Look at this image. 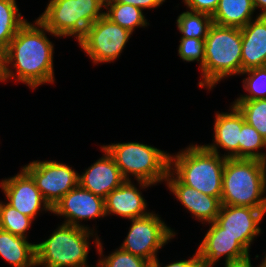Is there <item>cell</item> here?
Segmentation results:
<instances>
[{
    "instance_id": "cell-6",
    "label": "cell",
    "mask_w": 266,
    "mask_h": 267,
    "mask_svg": "<svg viewBox=\"0 0 266 267\" xmlns=\"http://www.w3.org/2000/svg\"><path fill=\"white\" fill-rule=\"evenodd\" d=\"M113 156L125 180L144 181L152 184L165 182L170 167V153L157 147L124 142L102 145Z\"/></svg>"
},
{
    "instance_id": "cell-35",
    "label": "cell",
    "mask_w": 266,
    "mask_h": 267,
    "mask_svg": "<svg viewBox=\"0 0 266 267\" xmlns=\"http://www.w3.org/2000/svg\"><path fill=\"white\" fill-rule=\"evenodd\" d=\"M5 53L6 49L0 45V82H3L5 75Z\"/></svg>"
},
{
    "instance_id": "cell-24",
    "label": "cell",
    "mask_w": 266,
    "mask_h": 267,
    "mask_svg": "<svg viewBox=\"0 0 266 267\" xmlns=\"http://www.w3.org/2000/svg\"><path fill=\"white\" fill-rule=\"evenodd\" d=\"M213 24L212 16L190 10L184 11L178 15L176 20V26L181 33L180 38L205 40Z\"/></svg>"
},
{
    "instance_id": "cell-11",
    "label": "cell",
    "mask_w": 266,
    "mask_h": 267,
    "mask_svg": "<svg viewBox=\"0 0 266 267\" xmlns=\"http://www.w3.org/2000/svg\"><path fill=\"white\" fill-rule=\"evenodd\" d=\"M51 213L65 217L63 224L89 229L88 225L81 222L106 217L105 199L78 184L61 198Z\"/></svg>"
},
{
    "instance_id": "cell-34",
    "label": "cell",
    "mask_w": 266,
    "mask_h": 267,
    "mask_svg": "<svg viewBox=\"0 0 266 267\" xmlns=\"http://www.w3.org/2000/svg\"><path fill=\"white\" fill-rule=\"evenodd\" d=\"M225 267H254L253 263L251 262L250 254L244 258L228 261L227 263H224ZM257 267H265V261L264 258L261 261V264L256 265Z\"/></svg>"
},
{
    "instance_id": "cell-32",
    "label": "cell",
    "mask_w": 266,
    "mask_h": 267,
    "mask_svg": "<svg viewBox=\"0 0 266 267\" xmlns=\"http://www.w3.org/2000/svg\"><path fill=\"white\" fill-rule=\"evenodd\" d=\"M189 259L169 262L166 266H162L159 259L157 258L153 263H150V267H204L203 262L201 261L197 251Z\"/></svg>"
},
{
    "instance_id": "cell-28",
    "label": "cell",
    "mask_w": 266,
    "mask_h": 267,
    "mask_svg": "<svg viewBox=\"0 0 266 267\" xmlns=\"http://www.w3.org/2000/svg\"><path fill=\"white\" fill-rule=\"evenodd\" d=\"M103 247V243L99 241L96 253L100 256L97 261L102 267H150L149 261L142 257L133 255L120 247L116 248L108 256H105L103 254Z\"/></svg>"
},
{
    "instance_id": "cell-23",
    "label": "cell",
    "mask_w": 266,
    "mask_h": 267,
    "mask_svg": "<svg viewBox=\"0 0 266 267\" xmlns=\"http://www.w3.org/2000/svg\"><path fill=\"white\" fill-rule=\"evenodd\" d=\"M27 21L19 12L16 0H0V45L6 49Z\"/></svg>"
},
{
    "instance_id": "cell-37",
    "label": "cell",
    "mask_w": 266,
    "mask_h": 267,
    "mask_svg": "<svg viewBox=\"0 0 266 267\" xmlns=\"http://www.w3.org/2000/svg\"><path fill=\"white\" fill-rule=\"evenodd\" d=\"M96 264H97V266H95V267H102L101 264H100L99 262L96 263ZM88 267H94V266H90V265H89Z\"/></svg>"
},
{
    "instance_id": "cell-16",
    "label": "cell",
    "mask_w": 266,
    "mask_h": 267,
    "mask_svg": "<svg viewBox=\"0 0 266 267\" xmlns=\"http://www.w3.org/2000/svg\"><path fill=\"white\" fill-rule=\"evenodd\" d=\"M134 180H125L105 198L106 216L117 215L125 219H135L149 214L148 204L141 190L151 187L152 184ZM141 189V190H139Z\"/></svg>"
},
{
    "instance_id": "cell-3",
    "label": "cell",
    "mask_w": 266,
    "mask_h": 267,
    "mask_svg": "<svg viewBox=\"0 0 266 267\" xmlns=\"http://www.w3.org/2000/svg\"><path fill=\"white\" fill-rule=\"evenodd\" d=\"M225 160L203 145L190 144L170 154L169 170L186 186L221 200Z\"/></svg>"
},
{
    "instance_id": "cell-21",
    "label": "cell",
    "mask_w": 266,
    "mask_h": 267,
    "mask_svg": "<svg viewBox=\"0 0 266 267\" xmlns=\"http://www.w3.org/2000/svg\"><path fill=\"white\" fill-rule=\"evenodd\" d=\"M255 11L252 0H220L212 19L219 26L242 28L255 18Z\"/></svg>"
},
{
    "instance_id": "cell-4",
    "label": "cell",
    "mask_w": 266,
    "mask_h": 267,
    "mask_svg": "<svg viewBox=\"0 0 266 267\" xmlns=\"http://www.w3.org/2000/svg\"><path fill=\"white\" fill-rule=\"evenodd\" d=\"M266 163L227 158L222 181V205L266 209Z\"/></svg>"
},
{
    "instance_id": "cell-17",
    "label": "cell",
    "mask_w": 266,
    "mask_h": 267,
    "mask_svg": "<svg viewBox=\"0 0 266 267\" xmlns=\"http://www.w3.org/2000/svg\"><path fill=\"white\" fill-rule=\"evenodd\" d=\"M214 119L213 142L203 146L220 156L227 158H239V141L240 132L245 122L243 114L238 108L231 103L229 112H216ZM222 148L227 153L221 154L219 149Z\"/></svg>"
},
{
    "instance_id": "cell-30",
    "label": "cell",
    "mask_w": 266,
    "mask_h": 267,
    "mask_svg": "<svg viewBox=\"0 0 266 267\" xmlns=\"http://www.w3.org/2000/svg\"><path fill=\"white\" fill-rule=\"evenodd\" d=\"M178 46L179 57L186 62H198L199 68L204 63L205 40L197 38H180Z\"/></svg>"
},
{
    "instance_id": "cell-19",
    "label": "cell",
    "mask_w": 266,
    "mask_h": 267,
    "mask_svg": "<svg viewBox=\"0 0 266 267\" xmlns=\"http://www.w3.org/2000/svg\"><path fill=\"white\" fill-rule=\"evenodd\" d=\"M242 33V72L266 66V16L256 15Z\"/></svg>"
},
{
    "instance_id": "cell-2",
    "label": "cell",
    "mask_w": 266,
    "mask_h": 267,
    "mask_svg": "<svg viewBox=\"0 0 266 267\" xmlns=\"http://www.w3.org/2000/svg\"><path fill=\"white\" fill-rule=\"evenodd\" d=\"M241 55V29L213 24L205 38L204 63L199 68L202 80L198 82V87L210 91L222 80L240 76Z\"/></svg>"
},
{
    "instance_id": "cell-22",
    "label": "cell",
    "mask_w": 266,
    "mask_h": 267,
    "mask_svg": "<svg viewBox=\"0 0 266 267\" xmlns=\"http://www.w3.org/2000/svg\"><path fill=\"white\" fill-rule=\"evenodd\" d=\"M105 16L112 22L120 25L131 33L136 28H145L149 25L144 16L143 10L129 4L118 3L117 1H105Z\"/></svg>"
},
{
    "instance_id": "cell-1",
    "label": "cell",
    "mask_w": 266,
    "mask_h": 267,
    "mask_svg": "<svg viewBox=\"0 0 266 267\" xmlns=\"http://www.w3.org/2000/svg\"><path fill=\"white\" fill-rule=\"evenodd\" d=\"M46 33L59 38L38 19L34 23L27 21L18 30L6 48L3 83L13 79L35 90L40 85L55 82L54 43Z\"/></svg>"
},
{
    "instance_id": "cell-33",
    "label": "cell",
    "mask_w": 266,
    "mask_h": 267,
    "mask_svg": "<svg viewBox=\"0 0 266 267\" xmlns=\"http://www.w3.org/2000/svg\"><path fill=\"white\" fill-rule=\"evenodd\" d=\"M118 3H125L129 5L136 6L142 10L146 9H155L159 6H162L163 2L166 0H115Z\"/></svg>"
},
{
    "instance_id": "cell-18",
    "label": "cell",
    "mask_w": 266,
    "mask_h": 267,
    "mask_svg": "<svg viewBox=\"0 0 266 267\" xmlns=\"http://www.w3.org/2000/svg\"><path fill=\"white\" fill-rule=\"evenodd\" d=\"M101 151L104 152V155L91 164L81 175H78V184L94 195L105 199L125 179L113 156L102 145Z\"/></svg>"
},
{
    "instance_id": "cell-13",
    "label": "cell",
    "mask_w": 266,
    "mask_h": 267,
    "mask_svg": "<svg viewBox=\"0 0 266 267\" xmlns=\"http://www.w3.org/2000/svg\"><path fill=\"white\" fill-rule=\"evenodd\" d=\"M265 215L266 209L221 205L216 222L250 253L251 244L262 234L259 225Z\"/></svg>"
},
{
    "instance_id": "cell-25",
    "label": "cell",
    "mask_w": 266,
    "mask_h": 267,
    "mask_svg": "<svg viewBox=\"0 0 266 267\" xmlns=\"http://www.w3.org/2000/svg\"><path fill=\"white\" fill-rule=\"evenodd\" d=\"M266 148V140L246 121L240 132L239 158L258 159L266 163V153L260 149Z\"/></svg>"
},
{
    "instance_id": "cell-7",
    "label": "cell",
    "mask_w": 266,
    "mask_h": 267,
    "mask_svg": "<svg viewBox=\"0 0 266 267\" xmlns=\"http://www.w3.org/2000/svg\"><path fill=\"white\" fill-rule=\"evenodd\" d=\"M105 0H49L37 18L59 38L73 37L78 42L86 30L105 15Z\"/></svg>"
},
{
    "instance_id": "cell-8",
    "label": "cell",
    "mask_w": 266,
    "mask_h": 267,
    "mask_svg": "<svg viewBox=\"0 0 266 267\" xmlns=\"http://www.w3.org/2000/svg\"><path fill=\"white\" fill-rule=\"evenodd\" d=\"M130 221L131 227L120 248L150 263L158 258V250L175 238L176 232L153 211Z\"/></svg>"
},
{
    "instance_id": "cell-38",
    "label": "cell",
    "mask_w": 266,
    "mask_h": 267,
    "mask_svg": "<svg viewBox=\"0 0 266 267\" xmlns=\"http://www.w3.org/2000/svg\"><path fill=\"white\" fill-rule=\"evenodd\" d=\"M263 257H264L265 267H266V254H265V256H263Z\"/></svg>"
},
{
    "instance_id": "cell-5",
    "label": "cell",
    "mask_w": 266,
    "mask_h": 267,
    "mask_svg": "<svg viewBox=\"0 0 266 267\" xmlns=\"http://www.w3.org/2000/svg\"><path fill=\"white\" fill-rule=\"evenodd\" d=\"M94 229L58 225L49 238L35 244L36 267H88L89 238L97 248L101 238ZM97 235V236H96Z\"/></svg>"
},
{
    "instance_id": "cell-31",
    "label": "cell",
    "mask_w": 266,
    "mask_h": 267,
    "mask_svg": "<svg viewBox=\"0 0 266 267\" xmlns=\"http://www.w3.org/2000/svg\"><path fill=\"white\" fill-rule=\"evenodd\" d=\"M220 0H182L187 9L212 16Z\"/></svg>"
},
{
    "instance_id": "cell-20",
    "label": "cell",
    "mask_w": 266,
    "mask_h": 267,
    "mask_svg": "<svg viewBox=\"0 0 266 267\" xmlns=\"http://www.w3.org/2000/svg\"><path fill=\"white\" fill-rule=\"evenodd\" d=\"M0 256L12 267H36L35 244L0 229Z\"/></svg>"
},
{
    "instance_id": "cell-14",
    "label": "cell",
    "mask_w": 266,
    "mask_h": 267,
    "mask_svg": "<svg viewBox=\"0 0 266 267\" xmlns=\"http://www.w3.org/2000/svg\"><path fill=\"white\" fill-rule=\"evenodd\" d=\"M209 229L197 248L204 267H214L220 258L225 263L248 256L250 253L216 222L209 223Z\"/></svg>"
},
{
    "instance_id": "cell-10",
    "label": "cell",
    "mask_w": 266,
    "mask_h": 267,
    "mask_svg": "<svg viewBox=\"0 0 266 267\" xmlns=\"http://www.w3.org/2000/svg\"><path fill=\"white\" fill-rule=\"evenodd\" d=\"M23 168L32 176L45 202L53 209L78 185V175L68 164L55 160H33Z\"/></svg>"
},
{
    "instance_id": "cell-27",
    "label": "cell",
    "mask_w": 266,
    "mask_h": 267,
    "mask_svg": "<svg viewBox=\"0 0 266 267\" xmlns=\"http://www.w3.org/2000/svg\"><path fill=\"white\" fill-rule=\"evenodd\" d=\"M233 104L243 114L245 121L266 140V99L234 100Z\"/></svg>"
},
{
    "instance_id": "cell-26",
    "label": "cell",
    "mask_w": 266,
    "mask_h": 267,
    "mask_svg": "<svg viewBox=\"0 0 266 267\" xmlns=\"http://www.w3.org/2000/svg\"><path fill=\"white\" fill-rule=\"evenodd\" d=\"M33 219L20 213L7 202L0 201V229L27 239Z\"/></svg>"
},
{
    "instance_id": "cell-12",
    "label": "cell",
    "mask_w": 266,
    "mask_h": 267,
    "mask_svg": "<svg viewBox=\"0 0 266 267\" xmlns=\"http://www.w3.org/2000/svg\"><path fill=\"white\" fill-rule=\"evenodd\" d=\"M0 188L9 205L33 220L41 211L52 212L51 207L45 202L37 188L34 179L23 167L13 177L1 180Z\"/></svg>"
},
{
    "instance_id": "cell-9",
    "label": "cell",
    "mask_w": 266,
    "mask_h": 267,
    "mask_svg": "<svg viewBox=\"0 0 266 267\" xmlns=\"http://www.w3.org/2000/svg\"><path fill=\"white\" fill-rule=\"evenodd\" d=\"M132 34L104 15L86 30L78 45L92 63H111L121 56Z\"/></svg>"
},
{
    "instance_id": "cell-15",
    "label": "cell",
    "mask_w": 266,
    "mask_h": 267,
    "mask_svg": "<svg viewBox=\"0 0 266 267\" xmlns=\"http://www.w3.org/2000/svg\"><path fill=\"white\" fill-rule=\"evenodd\" d=\"M165 183L185 210L191 212L193 219H197L202 224L216 221L222 205L219 198L200 193L196 189L186 186L170 170Z\"/></svg>"
},
{
    "instance_id": "cell-36",
    "label": "cell",
    "mask_w": 266,
    "mask_h": 267,
    "mask_svg": "<svg viewBox=\"0 0 266 267\" xmlns=\"http://www.w3.org/2000/svg\"><path fill=\"white\" fill-rule=\"evenodd\" d=\"M255 10L260 9L259 16H266V0H252Z\"/></svg>"
},
{
    "instance_id": "cell-29",
    "label": "cell",
    "mask_w": 266,
    "mask_h": 267,
    "mask_svg": "<svg viewBox=\"0 0 266 267\" xmlns=\"http://www.w3.org/2000/svg\"><path fill=\"white\" fill-rule=\"evenodd\" d=\"M240 75H247L242 81L247 94H241L235 100L266 99V66L243 71Z\"/></svg>"
}]
</instances>
